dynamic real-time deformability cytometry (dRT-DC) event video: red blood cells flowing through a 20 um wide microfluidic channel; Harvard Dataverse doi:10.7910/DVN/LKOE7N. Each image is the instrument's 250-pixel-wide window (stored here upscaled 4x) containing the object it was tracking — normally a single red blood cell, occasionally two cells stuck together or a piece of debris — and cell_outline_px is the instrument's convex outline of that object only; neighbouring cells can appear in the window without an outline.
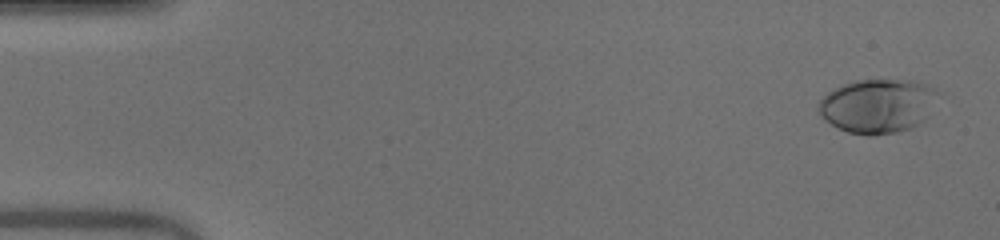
{"species": "human", "species_latin": "Homo sapiens", "temperature_condition": "warm", "stored_images_in_passage": 51, "camera_frame_rate_fps": 3000, "um_per_image_px": 0.085, "donor": {"sex": "male"}, "frame": {"image": 1, "passage_image": 2, "time_ms": 0.333, "image_size_px": [1000, 240], "cell_outline_px": [[936, 92], [928, 116], [924, 120], [908, 128], [896, 132], [868, 136], [848, 132], [832, 124], [820, 116], [816, 108], [816, 104], [832, 88], [856, 80], [912, 80], [924, 84], [932, 88]], "centroid_in_image_um": [74.52, 9.0], "position_along_channel_um": 10.5, "area_um2": 37.22}}
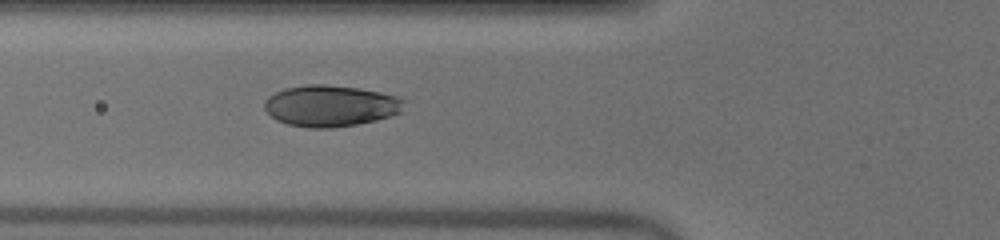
{"frame": {"image": 2, "passage_image": 19, "time_ms": 6.0, "image_size_px": [1000, 240], "cell_outline_px": [[404, 112], [376, 120], [356, 124], [332, 128], [308, 128], [288, 124], [276, 120], [264, 108], [264, 100], [268, 96], [284, 88], [308, 84], [328, 84], [360, 88], [380, 92], [396, 96], [404, 100]], "centroid_in_image_um": [28.1, 8.99], "position_along_channel_um": 97.7, "area_um2": 33.87}}
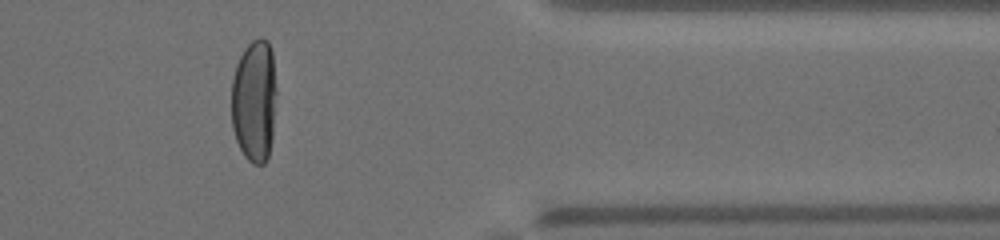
{"frame": {"image": 3, "passage_image": 42, "time_ms": 13.667, "image_size_px": [1000, 240], "cell_outline_px": [[276, 92], [272, 136], [268, 156], [264, 164], [252, 164], [244, 156], [236, 140], [232, 128], [232, 80], [236, 64], [244, 48], [252, 40], [260, 36], [268, 40], [272, 52]], "centroid_in_image_um": [21.61, 8.55], "position_along_channel_um": 389.8, "area_um2": 32.37}, "authors_computed_cell_mechanics": {"area_um2": 34.7378, "velocity_mm_per_s": 4.0473, "shape_relaxation_time_tau1_ms": 4.1249, "shape_relaxation_time_tau2_ms": null, "deformation_change_tau1": 0.2317, "deformation_change_tau2": null}}